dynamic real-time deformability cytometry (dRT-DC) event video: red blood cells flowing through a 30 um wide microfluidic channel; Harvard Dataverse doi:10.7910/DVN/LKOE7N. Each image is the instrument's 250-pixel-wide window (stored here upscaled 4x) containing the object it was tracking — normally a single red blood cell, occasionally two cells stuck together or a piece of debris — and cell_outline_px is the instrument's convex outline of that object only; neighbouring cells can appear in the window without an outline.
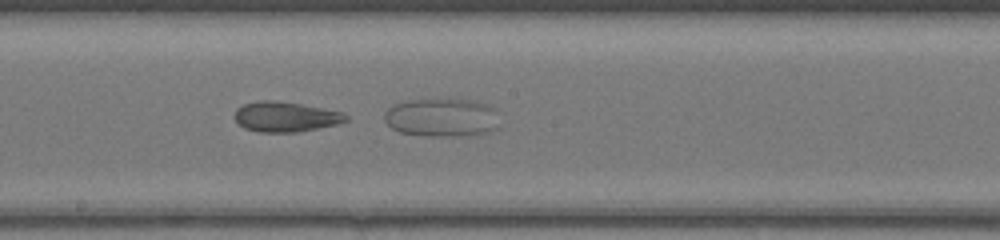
{"species": "common noctule bat (a hibernating species)", "species_latin": "Nyctalus noctula", "temperature_condition": "warm", "stored_images_in_passage": 40, "camera_frame_rate_fps": 3000, "um_per_image_px": 0.085, "animal": {"sex": "female", "body_mass_g": 17.0, "forearm_length_mm": 48.0}, "frame": {"image": 1, "passage_image": 29, "time_ms": 9.333, "image_size_px": [1000, 240], "cell_outline_px": [[492, 128], [488, 132], [472, 136], [428, 136], [400, 132], [392, 128], [384, 120], [384, 112], [388, 108], [396, 104], [408, 100], [472, 100], [484, 104], [492, 108]], "centroid_in_image_um": [37.42, 10.01], "position_along_channel_um": 210.8, "area_um2": 24.91}}